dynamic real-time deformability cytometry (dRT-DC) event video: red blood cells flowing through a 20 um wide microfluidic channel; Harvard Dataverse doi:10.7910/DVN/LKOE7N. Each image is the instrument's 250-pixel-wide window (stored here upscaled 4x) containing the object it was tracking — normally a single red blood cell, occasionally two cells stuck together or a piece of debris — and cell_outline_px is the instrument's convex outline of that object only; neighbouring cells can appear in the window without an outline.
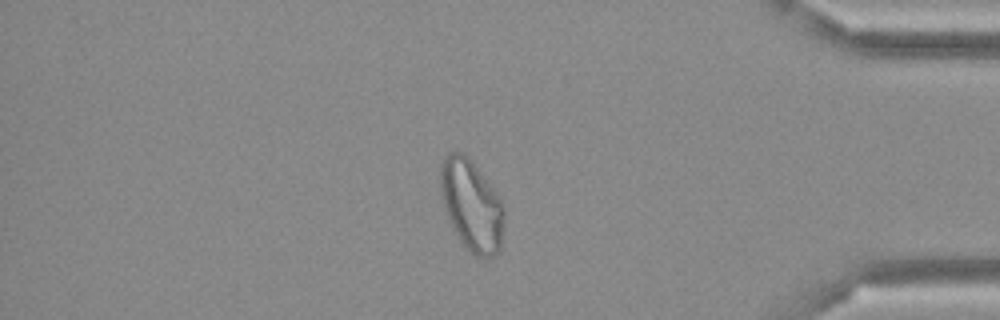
{"species": "Egyptian fruit bat (a non-hibernating species)", "species_latin": "Rousettus aegyptiacus", "temperature_condition": "cold", "stored_images_in_passage": 50, "camera_frame_rate_fps": 3000, "um_per_image_px": 0.085, "frame": {"image": 1, "passage_image": 43, "time_ms": 14.0, "image_size_px": [1000, 320], "cell_outline_px": [[504, 220], [500, 248], [492, 256], [476, 256], [460, 240], [452, 228], [444, 204], [440, 188], [440, 164], [444, 156], [448, 152], [464, 152], [468, 156], [496, 192], [504, 204]], "centroid_in_image_um": [40.08, 17.4], "position_along_channel_um": 395.1, "area_um2": 33.52}}